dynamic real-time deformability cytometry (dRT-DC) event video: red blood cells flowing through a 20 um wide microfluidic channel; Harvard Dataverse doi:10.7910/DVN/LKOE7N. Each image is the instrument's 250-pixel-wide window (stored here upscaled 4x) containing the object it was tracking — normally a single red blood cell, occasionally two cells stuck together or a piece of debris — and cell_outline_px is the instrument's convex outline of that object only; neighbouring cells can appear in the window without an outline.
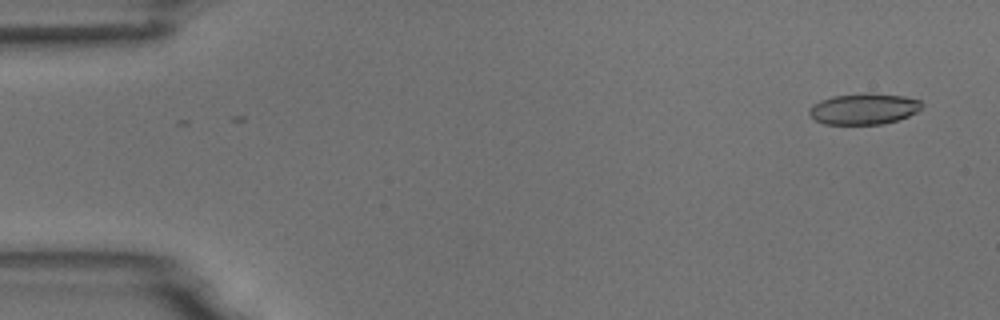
{"species": "common noctule bat (a hibernating species)", "species_latin": "Nyctalus noctula", "temperature_condition": "room temperature", "stored_images_in_passage": 3, "camera_frame_rate_fps": 3000, "um_per_image_px": 0.085, "animal": {"sex": "male", "body_mass_g": 18.8}, "frame": {"image": 1, "passage_image": 3, "time_ms": 0.667, "image_size_px": [1000, 320], "cell_outline_px": [[924, 104], [916, 112], [908, 116], [884, 124], [824, 124], [816, 120], [808, 112], [808, 108], [812, 104], [820, 100], [832, 96], [864, 92], [872, 92], [904, 96], [920, 100]], "centroid_in_image_um": [73.41, 9.23], "position_along_channel_um": 11.6, "area_um2": 20.63}}